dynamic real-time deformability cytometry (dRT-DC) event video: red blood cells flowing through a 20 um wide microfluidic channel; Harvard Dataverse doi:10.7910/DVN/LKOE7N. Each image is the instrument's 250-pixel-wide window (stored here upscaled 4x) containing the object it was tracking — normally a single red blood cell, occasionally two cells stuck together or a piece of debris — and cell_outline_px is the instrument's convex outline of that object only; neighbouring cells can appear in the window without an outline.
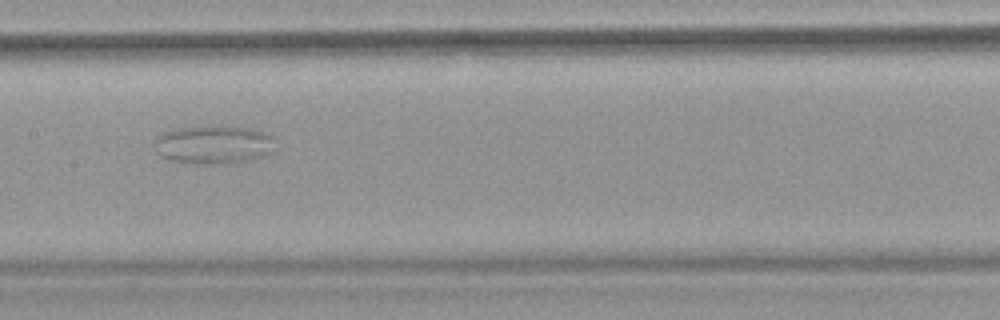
{"species": "common noctule bat (a hibernating species)", "species_latin": "Nyctalus noctula", "temperature_condition": "warm", "stored_images_in_passage": 10, "camera_frame_rate_fps": 3000, "um_per_image_px": 0.085, "animal": {"sex": "female", "body_mass_g": 18.4}, "frame": {"image": 1, "passage_image": 7, "time_ms": 7.333, "image_size_px": [1000, 320], "cell_outline_px": [[272, 136], [264, 152], [260, 156], [240, 160], [216, 164], [208, 164], [168, 160], [160, 156], [156, 152], [156, 136], [164, 132], [176, 128], [208, 124], [228, 124], [252, 128], [264, 132]], "centroid_in_image_um": [18.0, 12.22], "position_along_channel_um": 189.4, "area_um2": 26.65}}